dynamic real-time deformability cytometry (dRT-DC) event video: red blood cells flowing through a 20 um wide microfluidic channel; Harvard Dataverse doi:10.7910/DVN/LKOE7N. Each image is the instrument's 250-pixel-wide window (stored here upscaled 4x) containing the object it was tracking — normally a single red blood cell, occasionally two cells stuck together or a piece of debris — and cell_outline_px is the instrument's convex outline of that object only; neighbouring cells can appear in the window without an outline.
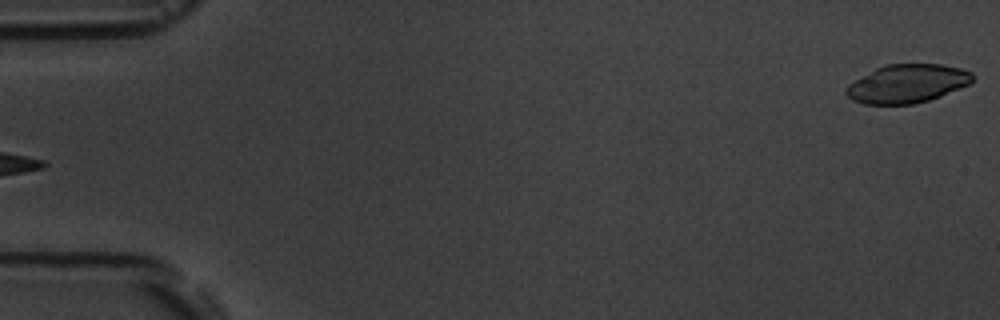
{"species": "common noctule bat (a hibernating species)", "species_latin": "Nyctalus noctula", "temperature_condition": "room temperature", "stored_images_in_passage": 6, "segment_of_instrument_passage": [2, 2], "camera_frame_rate_fps": 3000, "um_per_image_px": 0.085, "animal": {"sex": "male", "body_mass_g": 19.5, "forearm_length_mm": 54.6}, "frame": {"image": 1, "passage_image": 6, "time_ms": 6.0, "image_size_px": [1000, 320], "cell_outline_px": [[976, 76], [968, 84], [940, 96], [928, 100], [912, 104], [864, 104], [852, 100], [844, 92], [844, 88], [848, 84], [876, 68], [888, 64], [940, 64], [960, 68], [972, 72]], "centroid_in_image_um": [77.1, 7.11], "position_along_channel_um": 7.9, "area_um2": 28.21}}